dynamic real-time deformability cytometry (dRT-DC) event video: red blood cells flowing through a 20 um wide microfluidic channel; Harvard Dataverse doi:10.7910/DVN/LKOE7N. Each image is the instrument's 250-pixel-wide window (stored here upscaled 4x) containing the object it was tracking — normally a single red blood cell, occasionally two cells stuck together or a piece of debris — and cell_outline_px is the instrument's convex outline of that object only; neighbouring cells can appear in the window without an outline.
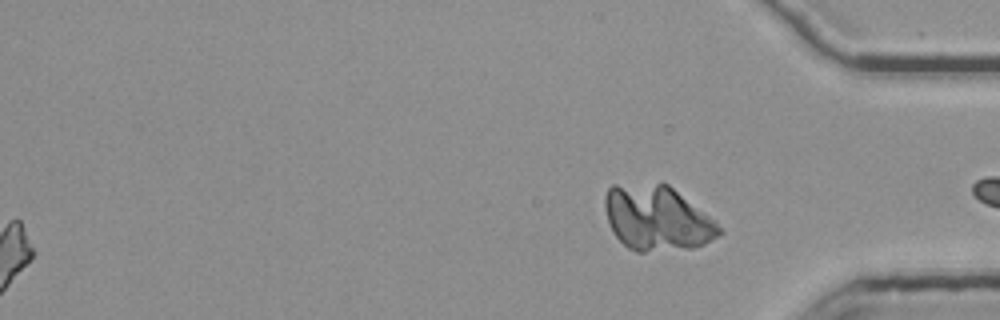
{"species": "common noctule bat (a hibernating species)", "species_latin": "Nyctalus noctula", "temperature_condition": "room temperature", "stored_images_in_passage": 42, "segment_of_instrument_passage": [2, 2], "camera_frame_rate_fps": 3000, "um_per_image_px": 0.085, "animal": {"sex": "female", "body_mass_g": 25.1}, "frame": {"image": 1, "passage_image": 42, "time_ms": 13.667, "image_size_px": [1000, 320], "cell_outline_px": [[724, 232], [704, 244], [692, 248], [644, 252], [636, 252], [628, 248], [612, 232], [608, 224], [604, 208], [604, 196], [608, 188], [612, 184], [660, 180], [668, 184], [716, 220], [724, 228]], "centroid_in_image_um": [55.83, 18.5], "position_along_channel_um": 379.4, "area_um2": 44.45}}